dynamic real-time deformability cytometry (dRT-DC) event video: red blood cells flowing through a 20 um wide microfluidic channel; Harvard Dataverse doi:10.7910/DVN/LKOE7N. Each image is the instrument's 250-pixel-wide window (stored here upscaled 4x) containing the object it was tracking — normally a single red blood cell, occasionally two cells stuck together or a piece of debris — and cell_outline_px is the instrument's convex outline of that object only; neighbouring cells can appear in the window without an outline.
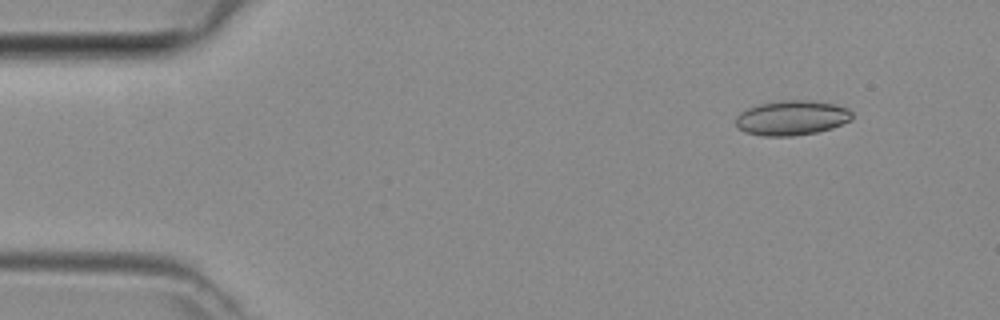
{"species": "common noctule bat (a hibernating species)", "species_latin": "Nyctalus noctula", "temperature_condition": "room temperature", "stored_images_in_passage": 10, "camera_frame_rate_fps": 3000, "um_per_image_px": 0.085, "animal": {"sex": "female", "body_mass_g": 29.2, "forearm_length_mm": 56.3}, "frame": {"image": 1, "passage_image": 1, "time_ms": 0.0, "image_size_px": [1000, 320], "cell_outline_px": [[852, 120], [832, 128], [816, 132], [792, 136], [760, 136], [744, 132], [736, 128], [736, 116], [740, 112], [748, 108], [760, 104], [780, 100], [804, 100], [836, 104], [848, 108], [852, 112]], "centroid_in_image_um": [67.28, 10.02], "position_along_channel_um": 17.7, "area_um2": 23.76}}